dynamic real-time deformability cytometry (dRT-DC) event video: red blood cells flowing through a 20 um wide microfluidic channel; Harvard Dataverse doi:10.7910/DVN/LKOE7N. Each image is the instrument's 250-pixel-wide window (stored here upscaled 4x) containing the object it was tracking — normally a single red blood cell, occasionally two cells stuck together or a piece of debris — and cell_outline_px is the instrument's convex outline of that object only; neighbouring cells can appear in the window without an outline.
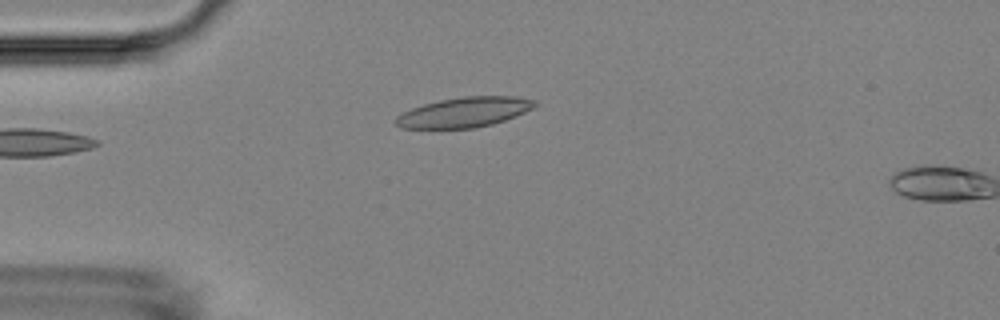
{"species": "Egyptian fruit bat (a non-hibernating species)", "species_latin": "Rousettus aegyptiacus", "temperature_condition": "room temperature", "stored_images_in_passage": 4, "camera_frame_rate_fps": 3000, "um_per_image_px": 0.085, "animal": {"sex": "female"}, "frame": {"image": 1, "passage_image": 4, "time_ms": 3.333, "image_size_px": [1000, 320], "cell_outline_px": [[540, 104], [516, 116], [492, 124], [476, 128], [400, 128], [392, 120], [396, 116], [412, 108], [424, 104], [440, 100], [464, 96], [516, 96], [536, 100]], "centroid_in_image_um": [39.48, 9.53], "position_along_channel_um": 45.5, "area_um2": 24.39}}